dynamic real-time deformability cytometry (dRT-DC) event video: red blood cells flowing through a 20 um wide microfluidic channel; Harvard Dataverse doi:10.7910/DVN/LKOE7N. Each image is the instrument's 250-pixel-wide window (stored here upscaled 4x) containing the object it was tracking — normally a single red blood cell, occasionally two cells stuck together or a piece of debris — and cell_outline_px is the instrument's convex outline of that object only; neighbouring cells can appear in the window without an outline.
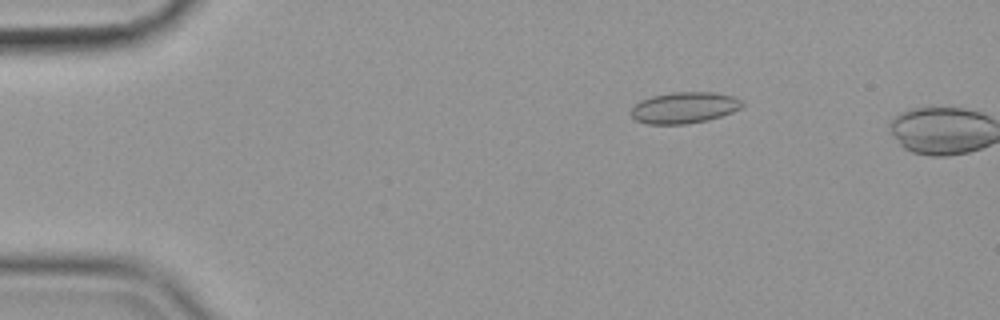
{"species": "common noctule bat (a hibernating species)", "species_latin": "Nyctalus noctula", "temperature_condition": "cold", "stored_images_in_passage": 11, "camera_frame_rate_fps": 3000, "um_per_image_px": 0.085, "animal": {"sex": "female", "body_mass_g": 19.9}, "frame": {"image": 1, "passage_image": 10, "time_ms": 3.0, "image_size_px": [1000, 320], "cell_outline_px": [[744, 104], [740, 108], [732, 112], [708, 120], [688, 124], [648, 124], [636, 120], [632, 116], [632, 108], [640, 100], [652, 96], [672, 92], [712, 92], [732, 96], [744, 100]], "centroid_in_image_um": [58.18, 9.15], "position_along_channel_um": 26.8, "area_um2": 20.23}}